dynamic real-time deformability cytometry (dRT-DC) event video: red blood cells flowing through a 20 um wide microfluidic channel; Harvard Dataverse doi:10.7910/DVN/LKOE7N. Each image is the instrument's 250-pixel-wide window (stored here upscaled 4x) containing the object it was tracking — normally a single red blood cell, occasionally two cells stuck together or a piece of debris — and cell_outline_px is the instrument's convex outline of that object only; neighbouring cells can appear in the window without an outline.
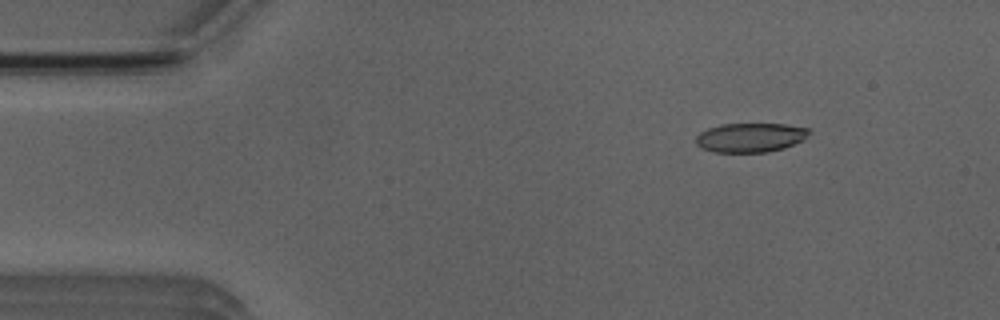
{"species": "Egyptian fruit bat (a non-hibernating species)", "species_latin": "Rousettus aegyptiacus", "temperature_condition": "room temperature", "stored_images_in_passage": 4, "camera_frame_rate_fps": 3000, "um_per_image_px": 0.085, "animal": {"sex": "male"}, "frame": {"image": 1, "passage_image": 2, "time_ms": 1.333, "image_size_px": [1000, 320], "cell_outline_px": [[808, 136], [804, 140], [784, 148], [768, 152], [716, 152], [704, 148], [696, 144], [696, 136], [700, 132], [708, 128], [720, 124], [784, 124], [808, 128]], "centroid_in_image_um": [63.79, 11.69], "position_along_channel_um": 21.2, "area_um2": 19.19}}